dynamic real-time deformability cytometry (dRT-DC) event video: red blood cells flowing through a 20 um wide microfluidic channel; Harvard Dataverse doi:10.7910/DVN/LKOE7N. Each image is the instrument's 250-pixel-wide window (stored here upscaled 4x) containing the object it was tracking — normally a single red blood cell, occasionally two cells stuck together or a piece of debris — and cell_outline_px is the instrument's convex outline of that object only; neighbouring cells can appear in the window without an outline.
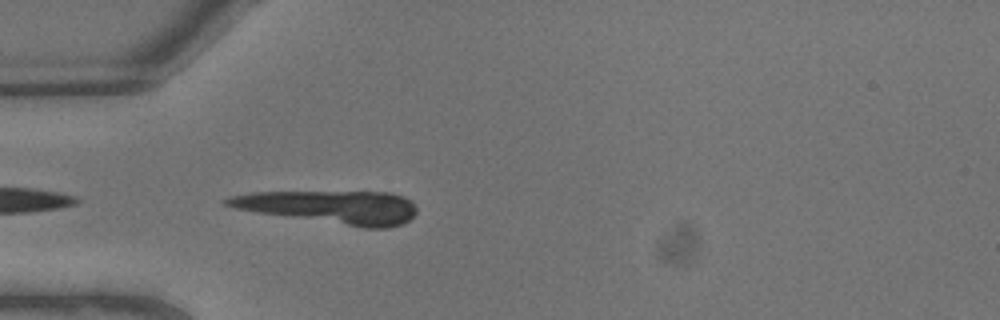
{"species": "common noctule bat (a hibernating species)", "species_latin": "Nyctalus noctula", "temperature_condition": "warm", "stored_images_in_passage": 7, "camera_frame_rate_fps": 3000, "um_per_image_px": 0.085, "animal": {"sex": "male", "body_mass_g": 13.3}, "frame": {"image": 1, "passage_image": 7, "time_ms": 2.0, "image_size_px": [1000, 320], "cell_outline_px": [[416, 212], [408, 220], [400, 224], [388, 228], [364, 228], [232, 208], [224, 204], [220, 200], [228, 196], [252, 192], [392, 192], [404, 196], [412, 200], [416, 208]], "centroid_in_image_um": [28.1, 17.59], "position_along_channel_um": 56.9, "area_um2": 36.65}}